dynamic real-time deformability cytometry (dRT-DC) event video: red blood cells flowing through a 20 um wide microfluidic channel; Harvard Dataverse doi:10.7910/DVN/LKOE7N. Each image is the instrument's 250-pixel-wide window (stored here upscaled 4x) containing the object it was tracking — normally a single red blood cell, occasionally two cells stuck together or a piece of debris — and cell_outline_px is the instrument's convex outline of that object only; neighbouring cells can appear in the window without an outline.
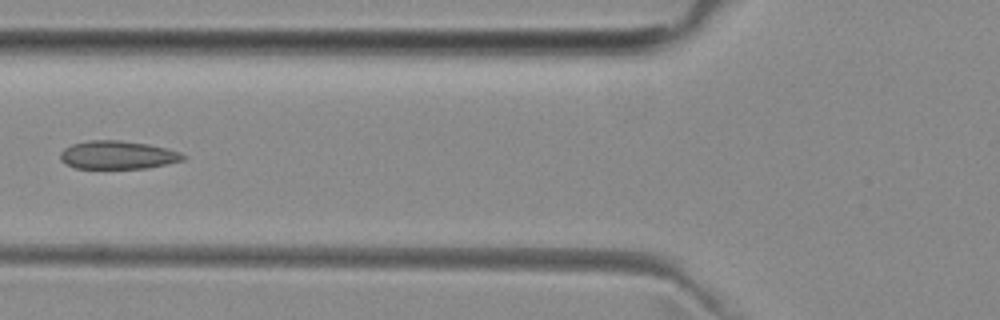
{"species": "common noctule bat (a hibernating species)", "species_latin": "Nyctalus noctula", "temperature_condition": "room temperature", "stored_images_in_passage": 5, "camera_frame_rate_fps": 3000, "um_per_image_px": 0.085, "animal": {"sex": "female", "body_mass_g": 29.2, "forearm_length_mm": 56.3}, "frame": {"image": 1, "passage_image": 5, "time_ms": 4.667, "image_size_px": [1000, 320], "cell_outline_px": [[188, 156], [184, 160], [148, 168], [76, 168], [64, 164], [60, 160], [60, 152], [64, 148], [72, 144], [88, 140], [120, 140], [148, 144], [168, 148], [180, 152]], "centroid_in_image_um": [10.01, 13.17], "position_along_channel_um": 115.8, "area_um2": 20.4}}